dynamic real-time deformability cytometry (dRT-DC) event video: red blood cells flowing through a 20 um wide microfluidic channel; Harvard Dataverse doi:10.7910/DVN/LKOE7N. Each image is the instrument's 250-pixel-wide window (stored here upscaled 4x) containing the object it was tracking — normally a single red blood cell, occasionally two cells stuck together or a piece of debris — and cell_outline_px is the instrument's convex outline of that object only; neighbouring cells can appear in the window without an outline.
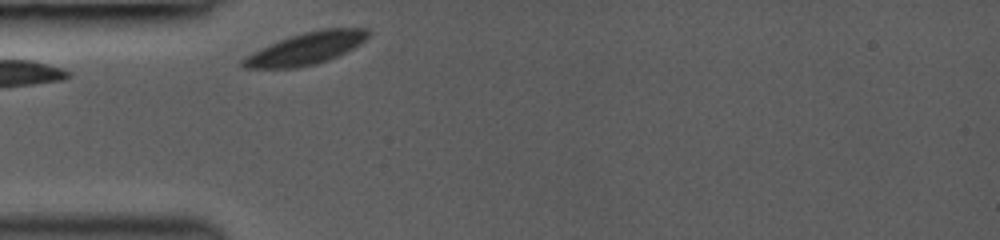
{"species": "common noctule bat (a hibernating species)", "species_latin": "Nyctalus noctula", "temperature_condition": "room temperature", "stored_images_in_passage": 1, "camera_frame_rate_fps": 3000, "um_per_image_px": 0.085, "animal": {"sex": "female", "body_mass_g": 19.0, "forearm_length_mm": 53.3}, "frame": {"image": 1, "passage_image": 1, "time_ms": 0.0, "image_size_px": [1000, 240], "cell_outline_px": [[372, 32], [360, 44], [328, 60], [316, 64], [296, 68], [244, 68], [240, 64], [240, 60], [252, 52], [260, 48], [280, 40], [304, 32], [320, 28], [368, 28]], "centroid_in_image_um": [26.01, 4.12], "position_along_channel_um": 59.0, "area_um2": 23.29}}